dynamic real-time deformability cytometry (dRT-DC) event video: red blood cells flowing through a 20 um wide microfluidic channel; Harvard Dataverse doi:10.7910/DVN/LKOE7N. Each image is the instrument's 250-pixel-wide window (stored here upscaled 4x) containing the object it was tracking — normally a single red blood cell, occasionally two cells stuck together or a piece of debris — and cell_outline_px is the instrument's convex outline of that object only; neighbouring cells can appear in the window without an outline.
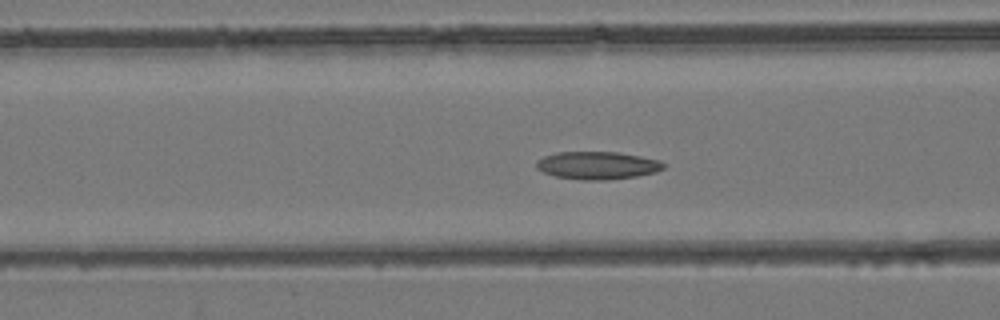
{"species": "common noctule bat (a hibernating species)", "species_latin": "Nyctalus noctula", "temperature_condition": "room temperature", "stored_images_in_passage": 39, "camera_frame_rate_fps": 3000, "um_per_image_px": 0.085, "animal": {"sex": "female", "body_mass_g": 24.6, "forearm_length_mm": 56.2}, "frame": {"image": 1, "passage_image": 10, "time_ms": 3.0, "image_size_px": [1000, 320], "cell_outline_px": [[664, 168], [656, 172], [636, 176], [608, 180], [584, 180], [556, 176], [544, 172], [536, 168], [536, 160], [544, 156], [556, 152], [620, 152], [660, 160], [664, 164]], "centroid_in_image_um": [50.78, 14.05], "position_along_channel_um": 115.8, "area_um2": 20.58}}
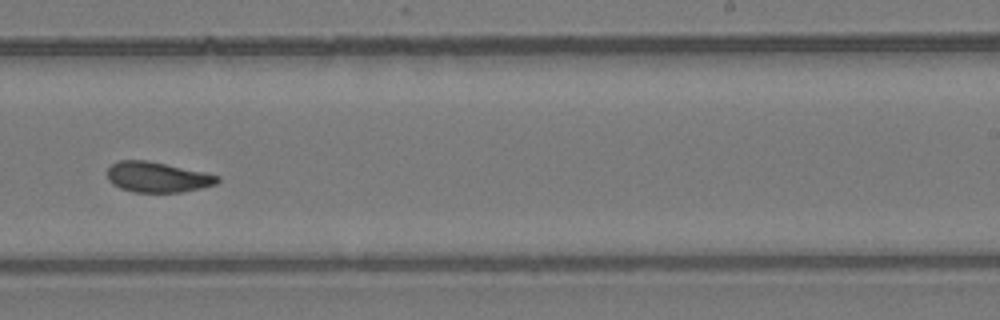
{"frame": {"image": 2, "passage_image": 21, "time_ms": 6.667, "image_size_px": [1000, 320], "cell_outline_px": [[220, 180], [216, 184], [200, 188], [180, 192], [132, 192], [120, 188], [112, 184], [108, 180], [108, 168], [112, 164], [120, 160], [144, 160], [204, 172], [220, 176]], "centroid_in_image_um": [13.36, 15.06], "position_along_channel_um": 275.6, "area_um2": 19.31}}
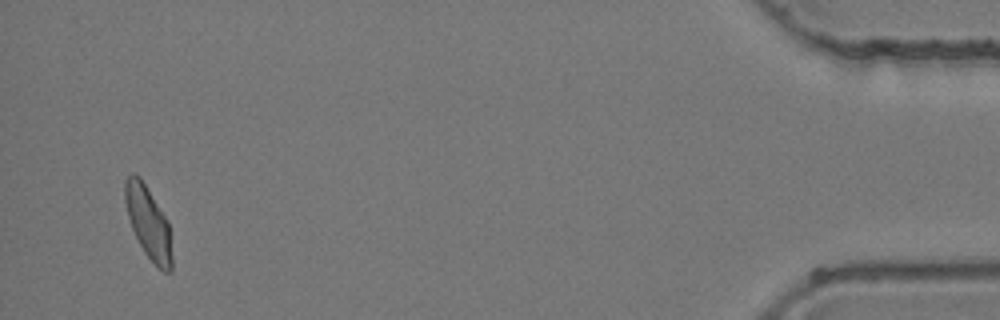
{"frame": {"image": 3, "passage_image": 37, "time_ms": 12.0, "image_size_px": [1000, 320], "cell_outline_px": [[172, 272], [164, 272], [144, 252], [132, 228], [128, 216], [124, 200], [124, 180], [132, 172], [140, 176], [168, 220], [172, 256]], "centroid_in_image_um": [12.6, 18.88], "position_along_channel_um": 422.6, "area_um2": 19.65}}